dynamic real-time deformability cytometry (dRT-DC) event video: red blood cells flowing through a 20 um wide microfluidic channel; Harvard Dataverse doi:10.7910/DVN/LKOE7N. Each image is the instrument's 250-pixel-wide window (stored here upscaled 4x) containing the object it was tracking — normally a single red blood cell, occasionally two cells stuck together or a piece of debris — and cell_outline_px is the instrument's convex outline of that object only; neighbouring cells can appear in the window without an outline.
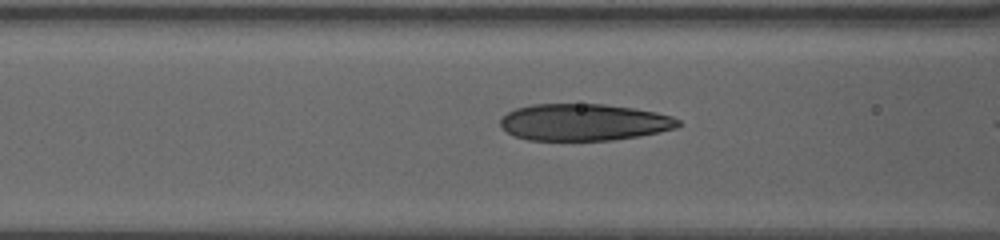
{"species": "human", "species_latin": "Homo sapiens", "temperature_condition": "warm", "stored_images_in_passage": 7, "camera_frame_rate_fps": 3000, "um_per_image_px": 0.085, "donor": {"sex": "female"}, "frame": {"image": 1, "passage_image": 5, "time_ms": 1.333, "image_size_px": [1000, 240], "cell_outline_px": [[680, 124], [676, 128], [660, 132], [640, 136], [612, 140], [528, 140], [512, 136], [500, 124], [500, 120], [508, 112], [516, 108], [532, 104], [604, 104], [632, 108], [656, 112], [672, 116], [680, 120]], "centroid_in_image_um": [49.64, 10.39], "position_along_channel_um": 117.0, "area_um2": 38.21}}